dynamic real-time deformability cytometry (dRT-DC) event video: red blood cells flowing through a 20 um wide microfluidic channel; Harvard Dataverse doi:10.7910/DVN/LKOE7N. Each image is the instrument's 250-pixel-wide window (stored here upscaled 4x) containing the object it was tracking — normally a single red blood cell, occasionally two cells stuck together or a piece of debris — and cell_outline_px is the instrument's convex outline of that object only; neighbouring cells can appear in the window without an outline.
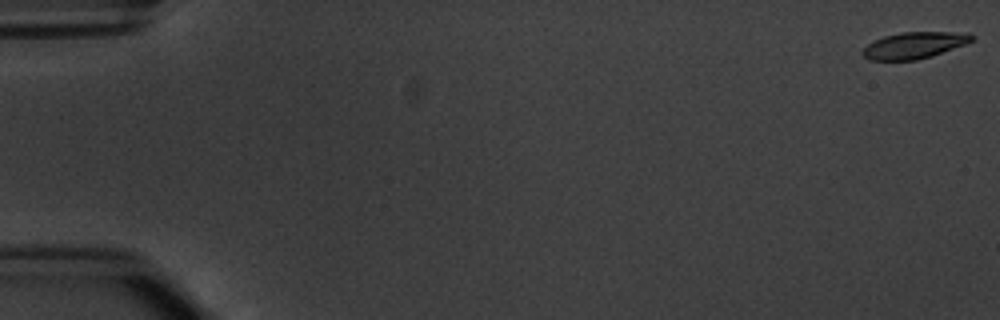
{"species": "common noctule bat (a hibernating species)", "species_latin": "Nyctalus noctula", "temperature_condition": "warm", "stored_images_in_passage": 7, "camera_frame_rate_fps": 3000, "um_per_image_px": 0.085, "animal": {"sex": "male", "body_mass_g": 20.1, "forearm_length_mm": 53.5}, "frame": {"image": 1, "passage_image": 1, "time_ms": 0.0, "image_size_px": [1000, 320], "cell_outline_px": [[972, 40], [964, 44], [932, 56], [916, 60], [868, 60], [860, 52], [868, 44], [884, 36], [900, 32], [968, 32], [972, 36]], "centroid_in_image_um": [77.68, 3.85], "position_along_channel_um": 7.3, "area_um2": 16.7}}
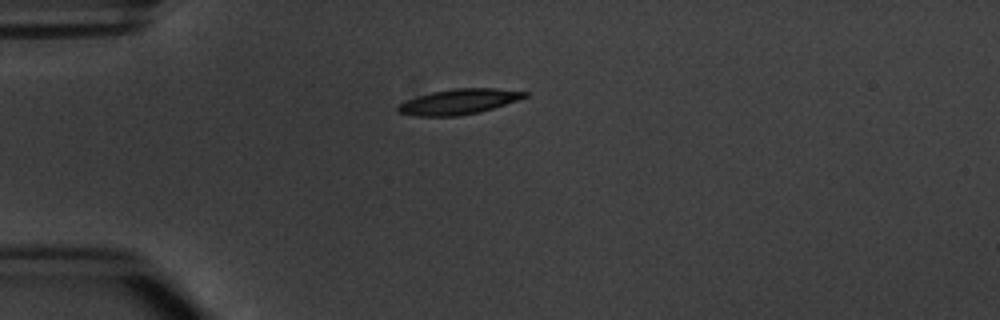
{"frame": {"image": 2, "passage_image": 5, "time_ms": 4.667, "image_size_px": [1000, 320], "cell_outline_px": [[528, 96], [480, 112], [456, 116], [416, 116], [400, 112], [396, 108], [400, 104], [408, 100], [432, 92], [452, 88], [496, 88], [528, 92]], "centroid_in_image_um": [39.02, 8.63], "position_along_channel_um": 46.0, "area_um2": 18.32}}